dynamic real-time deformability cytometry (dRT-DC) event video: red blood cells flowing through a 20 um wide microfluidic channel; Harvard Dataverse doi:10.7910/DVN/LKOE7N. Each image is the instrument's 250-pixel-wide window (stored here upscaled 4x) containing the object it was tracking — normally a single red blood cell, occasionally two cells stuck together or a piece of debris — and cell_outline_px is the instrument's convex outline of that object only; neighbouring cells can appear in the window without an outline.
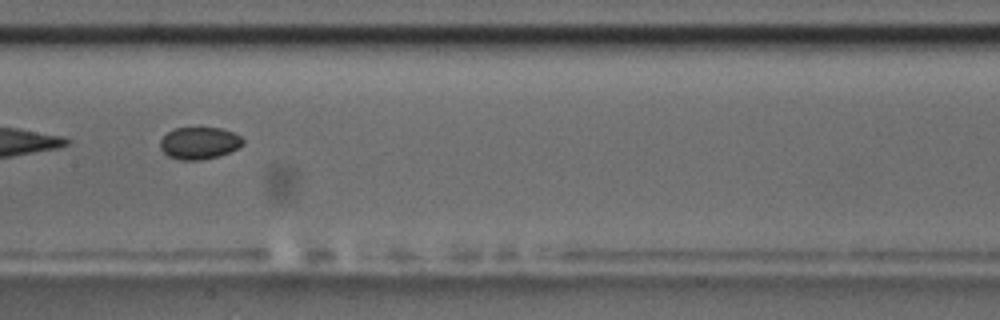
{"species": "common noctule bat (a hibernating species)", "species_latin": "Nyctalus noctula", "temperature_condition": "room temperature", "stored_images_in_passage": 37, "camera_frame_rate_fps": 3000, "um_per_image_px": 0.085, "animal": {"sex": "male", "body_mass_g": 17.5, "forearm_length_mm": 52.3}, "frame": {"image": 1, "passage_image": 11, "time_ms": 3.333, "image_size_px": [1000, 320], "cell_outline_px": [[244, 144], [228, 152], [216, 156], [200, 160], [180, 160], [168, 156], [160, 148], [160, 140], [172, 128], [220, 128], [232, 132], [240, 136], [244, 140]], "centroid_in_image_um": [16.91, 12.16], "position_along_channel_um": 190.5, "area_um2": 15.32}, "authors_computed_cell_mechanics": {"area_um2": 15.7216, "velocity_mm_per_s": 3.7291, "shape_relaxation_time_tau1_ms": 5.2297, "shape_relaxation_time_tau2_ms": 4.0775, "deformation_change_tau1": 0.0619, "deformation_change_tau2": 0.041}}